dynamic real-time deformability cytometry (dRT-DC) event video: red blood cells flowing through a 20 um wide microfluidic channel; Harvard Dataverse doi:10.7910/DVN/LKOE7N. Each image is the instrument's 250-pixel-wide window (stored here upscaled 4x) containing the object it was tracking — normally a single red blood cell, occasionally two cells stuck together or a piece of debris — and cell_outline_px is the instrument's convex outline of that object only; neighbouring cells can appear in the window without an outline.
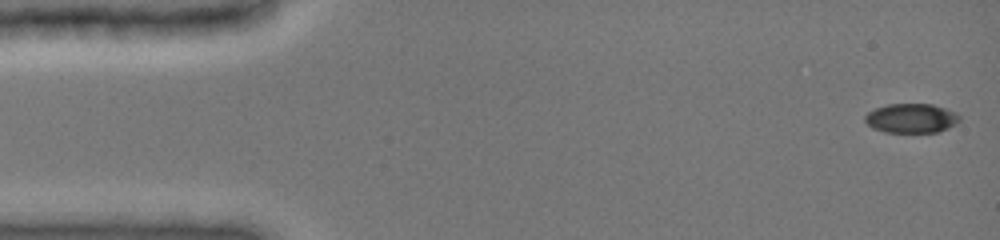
{"species": "common noctule bat (a hibernating species)", "species_latin": "Nyctalus noctula", "temperature_condition": "cold", "stored_images_in_passage": 16, "camera_frame_rate_fps": 3000, "um_per_image_px": 0.085, "animal": {"sex": "female", "body_mass_g": 19.0, "forearm_length_mm": 51.5}, "frame": {"image": 1, "passage_image": 1, "time_ms": 0.0, "image_size_px": [1000, 240], "cell_outline_px": [[960, 120], [956, 124], [948, 128], [936, 132], [884, 132], [872, 128], [864, 120], [864, 116], [868, 112], [876, 108], [888, 104], [932, 104], [956, 112], [960, 116]], "centroid_in_image_um": [77.46, 10.05], "position_along_channel_um": 7.5, "area_um2": 16.18}}
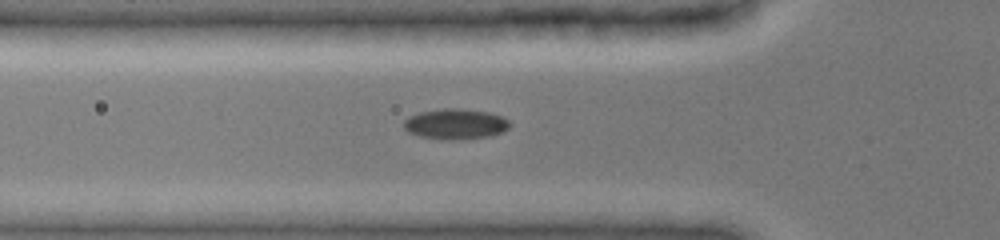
{"frame": {"image": 2, "passage_image": 12, "time_ms": 5.0, "image_size_px": [1000, 240], "cell_outline_px": [[512, 124], [504, 132], [492, 136], [448, 140], [420, 136], [408, 132], [404, 128], [404, 120], [408, 116], [420, 112], [444, 108], [456, 108], [488, 112], [500, 116], [508, 120]], "centroid_in_image_um": [38.72, 10.54], "position_along_channel_um": 87.1, "area_um2": 18.79}}
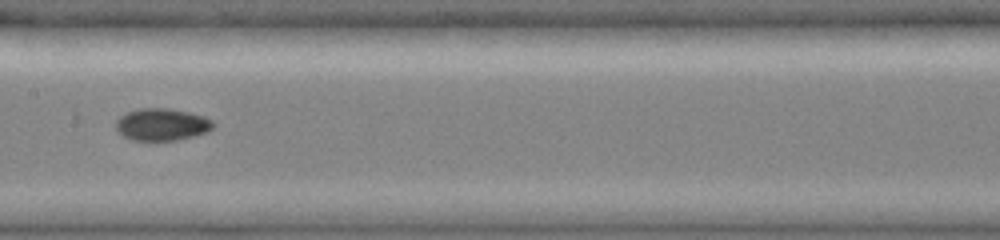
{"frame": {"image": 3, "passage_image": 16, "time_ms": 7.667, "image_size_px": [1000, 240], "cell_outline_px": [[216, 124], [208, 132], [196, 136], [176, 140], [132, 140], [116, 132], [116, 120], [120, 116], [128, 112], [140, 108], [168, 108], [188, 112], [204, 116], [212, 120]], "centroid_in_image_um": [13.77, 10.58], "position_along_channel_um": 193.6, "area_um2": 18.38}}